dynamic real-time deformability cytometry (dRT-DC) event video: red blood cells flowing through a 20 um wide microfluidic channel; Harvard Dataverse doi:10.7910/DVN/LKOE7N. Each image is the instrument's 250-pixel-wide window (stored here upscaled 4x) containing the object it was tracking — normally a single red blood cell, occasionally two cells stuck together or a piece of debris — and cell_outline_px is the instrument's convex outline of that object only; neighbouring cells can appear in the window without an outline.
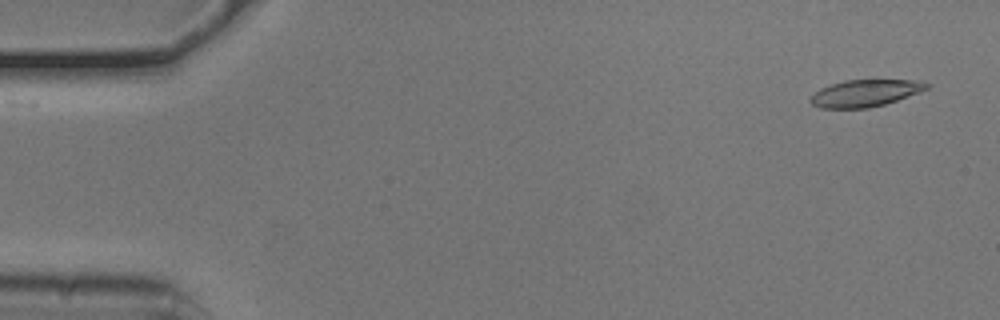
{"species": "common noctule bat (a hibernating species)", "species_latin": "Nyctalus noctula", "temperature_condition": "cold", "stored_images_in_passage": 52, "camera_frame_rate_fps": 3000, "um_per_image_px": 0.085, "animal": {"sex": "male", "body_mass_g": 20.5, "forearm_length_mm": 52.5}, "frame": {"image": 1, "passage_image": 1, "time_ms": 0.0, "image_size_px": [1000, 320], "cell_outline_px": [[932, 84], [928, 88], [896, 100], [884, 104], [868, 108], [820, 108], [812, 104], [808, 100], [820, 88], [844, 80], [912, 80]], "centroid_in_image_um": [73.5, 7.92], "position_along_channel_um": 11.5, "area_um2": 17.98}}
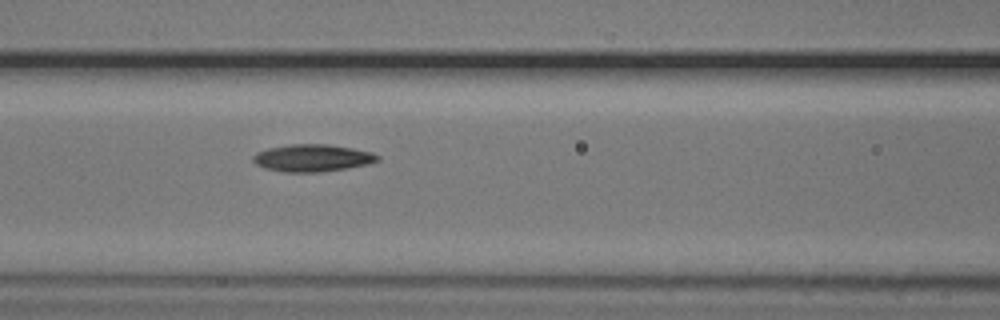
{"frame": {"image": 2, "passage_image": 21, "time_ms": 6.667, "image_size_px": [1000, 320], "cell_outline_px": [[380, 160], [368, 164], [348, 168], [320, 172], [280, 172], [264, 168], [256, 164], [252, 160], [252, 156], [256, 152], [268, 148], [292, 144], [328, 144], [352, 148], [372, 152], [380, 156]], "centroid_in_image_um": [26.54, 13.43], "position_along_channel_um": 140.1, "area_um2": 19.94}}
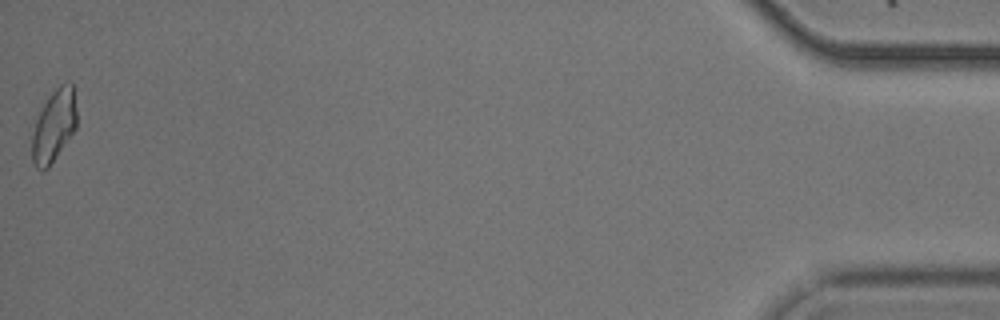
{"frame": {"image": 3, "passage_image": 52, "time_ms": 17.0, "image_size_px": [1000, 320], "cell_outline_px": [[76, 128], [48, 168], [44, 172], [40, 172], [36, 168], [32, 160], [32, 136], [36, 120], [48, 96], [60, 84], [68, 80], [72, 80], [76, 112]], "centroid_in_image_um": [4.58, 10.69], "position_along_channel_um": 430.6, "area_um2": 18.79}, "authors_computed_cell_mechanics": {"area_um2": 18.9584, "velocity_mm_per_s": 3.7528, "shape_relaxation_time_tau1_ms": 2.9344, "shape_relaxation_time_tau2_ms": null, "deformation_change_tau1": 0.1251, "deformation_change_tau2": null}}